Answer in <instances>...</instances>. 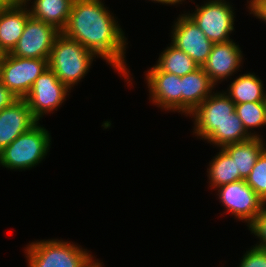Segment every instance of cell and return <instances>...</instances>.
Returning <instances> with one entry per match:
<instances>
[{
    "mask_svg": "<svg viewBox=\"0 0 266 267\" xmlns=\"http://www.w3.org/2000/svg\"><path fill=\"white\" fill-rule=\"evenodd\" d=\"M224 92L235 104L266 101L263 81L254 73H246L234 78Z\"/></svg>",
    "mask_w": 266,
    "mask_h": 267,
    "instance_id": "d6986e66",
    "label": "cell"
},
{
    "mask_svg": "<svg viewBox=\"0 0 266 267\" xmlns=\"http://www.w3.org/2000/svg\"><path fill=\"white\" fill-rule=\"evenodd\" d=\"M216 85L202 67L181 77V114L190 115L209 95ZM214 90V91H213Z\"/></svg>",
    "mask_w": 266,
    "mask_h": 267,
    "instance_id": "2e32d148",
    "label": "cell"
},
{
    "mask_svg": "<svg viewBox=\"0 0 266 267\" xmlns=\"http://www.w3.org/2000/svg\"><path fill=\"white\" fill-rule=\"evenodd\" d=\"M245 181L266 203V149L258 157Z\"/></svg>",
    "mask_w": 266,
    "mask_h": 267,
    "instance_id": "cb8c5ba5",
    "label": "cell"
},
{
    "mask_svg": "<svg viewBox=\"0 0 266 267\" xmlns=\"http://www.w3.org/2000/svg\"><path fill=\"white\" fill-rule=\"evenodd\" d=\"M103 2L74 0L68 23L62 33L78 41L97 58L104 59L130 85L132 77L125 60L127 38L116 17Z\"/></svg>",
    "mask_w": 266,
    "mask_h": 267,
    "instance_id": "6da1fadb",
    "label": "cell"
},
{
    "mask_svg": "<svg viewBox=\"0 0 266 267\" xmlns=\"http://www.w3.org/2000/svg\"><path fill=\"white\" fill-rule=\"evenodd\" d=\"M247 3L250 14L266 23V0H249Z\"/></svg>",
    "mask_w": 266,
    "mask_h": 267,
    "instance_id": "4316f807",
    "label": "cell"
},
{
    "mask_svg": "<svg viewBox=\"0 0 266 267\" xmlns=\"http://www.w3.org/2000/svg\"><path fill=\"white\" fill-rule=\"evenodd\" d=\"M24 250L29 267H87L94 260L87 249L63 239L29 242Z\"/></svg>",
    "mask_w": 266,
    "mask_h": 267,
    "instance_id": "277c9868",
    "label": "cell"
},
{
    "mask_svg": "<svg viewBox=\"0 0 266 267\" xmlns=\"http://www.w3.org/2000/svg\"><path fill=\"white\" fill-rule=\"evenodd\" d=\"M15 2H25L26 0H14Z\"/></svg>",
    "mask_w": 266,
    "mask_h": 267,
    "instance_id": "1f68e13d",
    "label": "cell"
},
{
    "mask_svg": "<svg viewBox=\"0 0 266 267\" xmlns=\"http://www.w3.org/2000/svg\"><path fill=\"white\" fill-rule=\"evenodd\" d=\"M247 227L251 234L259 239L255 247L266 249V203L262 211Z\"/></svg>",
    "mask_w": 266,
    "mask_h": 267,
    "instance_id": "d4e9b609",
    "label": "cell"
},
{
    "mask_svg": "<svg viewBox=\"0 0 266 267\" xmlns=\"http://www.w3.org/2000/svg\"><path fill=\"white\" fill-rule=\"evenodd\" d=\"M162 72H168L182 77L199 68L196 62L185 52L170 43L159 55L155 64Z\"/></svg>",
    "mask_w": 266,
    "mask_h": 267,
    "instance_id": "7402d4cb",
    "label": "cell"
},
{
    "mask_svg": "<svg viewBox=\"0 0 266 267\" xmlns=\"http://www.w3.org/2000/svg\"><path fill=\"white\" fill-rule=\"evenodd\" d=\"M38 121L33 117L25 99H18L0 111V152Z\"/></svg>",
    "mask_w": 266,
    "mask_h": 267,
    "instance_id": "5bb4252c",
    "label": "cell"
},
{
    "mask_svg": "<svg viewBox=\"0 0 266 267\" xmlns=\"http://www.w3.org/2000/svg\"><path fill=\"white\" fill-rule=\"evenodd\" d=\"M218 199L226 208L223 213L232 214L237 221L247 223V226L264 208V200L246 183L238 180L216 188Z\"/></svg>",
    "mask_w": 266,
    "mask_h": 267,
    "instance_id": "ba28073f",
    "label": "cell"
},
{
    "mask_svg": "<svg viewBox=\"0 0 266 267\" xmlns=\"http://www.w3.org/2000/svg\"><path fill=\"white\" fill-rule=\"evenodd\" d=\"M95 58L90 50L61 32L54 40L48 65L59 81L71 91L85 78Z\"/></svg>",
    "mask_w": 266,
    "mask_h": 267,
    "instance_id": "7a4b0ae2",
    "label": "cell"
},
{
    "mask_svg": "<svg viewBox=\"0 0 266 267\" xmlns=\"http://www.w3.org/2000/svg\"><path fill=\"white\" fill-rule=\"evenodd\" d=\"M195 9L186 14L213 44L232 40L230 34L235 31V12L229 1L207 0L201 6L196 5Z\"/></svg>",
    "mask_w": 266,
    "mask_h": 267,
    "instance_id": "5b68a950",
    "label": "cell"
},
{
    "mask_svg": "<svg viewBox=\"0 0 266 267\" xmlns=\"http://www.w3.org/2000/svg\"><path fill=\"white\" fill-rule=\"evenodd\" d=\"M235 112L252 137L263 138L254 128H263L266 125V101L235 104Z\"/></svg>",
    "mask_w": 266,
    "mask_h": 267,
    "instance_id": "603a6c76",
    "label": "cell"
},
{
    "mask_svg": "<svg viewBox=\"0 0 266 267\" xmlns=\"http://www.w3.org/2000/svg\"><path fill=\"white\" fill-rule=\"evenodd\" d=\"M49 131L37 122L0 152V166L9 170H27L46 158L51 148Z\"/></svg>",
    "mask_w": 266,
    "mask_h": 267,
    "instance_id": "3957f363",
    "label": "cell"
},
{
    "mask_svg": "<svg viewBox=\"0 0 266 267\" xmlns=\"http://www.w3.org/2000/svg\"><path fill=\"white\" fill-rule=\"evenodd\" d=\"M74 0H26L30 16L54 26L62 32L69 20L71 7ZM30 2L32 4L30 8Z\"/></svg>",
    "mask_w": 266,
    "mask_h": 267,
    "instance_id": "e0dca14e",
    "label": "cell"
},
{
    "mask_svg": "<svg viewBox=\"0 0 266 267\" xmlns=\"http://www.w3.org/2000/svg\"><path fill=\"white\" fill-rule=\"evenodd\" d=\"M149 100L165 111L181 113V77L162 72L156 65L146 71Z\"/></svg>",
    "mask_w": 266,
    "mask_h": 267,
    "instance_id": "7c38bea8",
    "label": "cell"
},
{
    "mask_svg": "<svg viewBox=\"0 0 266 267\" xmlns=\"http://www.w3.org/2000/svg\"><path fill=\"white\" fill-rule=\"evenodd\" d=\"M250 138L252 136L246 131L243 122L234 112L228 121L217 127L205 140L217 148H223L226 145L240 143Z\"/></svg>",
    "mask_w": 266,
    "mask_h": 267,
    "instance_id": "44dd1931",
    "label": "cell"
},
{
    "mask_svg": "<svg viewBox=\"0 0 266 267\" xmlns=\"http://www.w3.org/2000/svg\"><path fill=\"white\" fill-rule=\"evenodd\" d=\"M14 0H0V12L6 10Z\"/></svg>",
    "mask_w": 266,
    "mask_h": 267,
    "instance_id": "f546056e",
    "label": "cell"
},
{
    "mask_svg": "<svg viewBox=\"0 0 266 267\" xmlns=\"http://www.w3.org/2000/svg\"><path fill=\"white\" fill-rule=\"evenodd\" d=\"M242 52L233 39L224 43H214L202 69L217 86V83L227 81L238 70L240 71L239 68L243 65Z\"/></svg>",
    "mask_w": 266,
    "mask_h": 267,
    "instance_id": "4fadbf2b",
    "label": "cell"
},
{
    "mask_svg": "<svg viewBox=\"0 0 266 267\" xmlns=\"http://www.w3.org/2000/svg\"><path fill=\"white\" fill-rule=\"evenodd\" d=\"M209 162L207 176L209 187L214 190L220 186L240 180V173H236L235 160L223 149Z\"/></svg>",
    "mask_w": 266,
    "mask_h": 267,
    "instance_id": "ffe728a7",
    "label": "cell"
},
{
    "mask_svg": "<svg viewBox=\"0 0 266 267\" xmlns=\"http://www.w3.org/2000/svg\"><path fill=\"white\" fill-rule=\"evenodd\" d=\"M29 8L24 2H13L6 10L0 12V54L13 51L20 39L27 19Z\"/></svg>",
    "mask_w": 266,
    "mask_h": 267,
    "instance_id": "9a60e30c",
    "label": "cell"
},
{
    "mask_svg": "<svg viewBox=\"0 0 266 267\" xmlns=\"http://www.w3.org/2000/svg\"><path fill=\"white\" fill-rule=\"evenodd\" d=\"M49 59L0 56V82L18 99H24L35 80L48 68Z\"/></svg>",
    "mask_w": 266,
    "mask_h": 267,
    "instance_id": "8992f818",
    "label": "cell"
},
{
    "mask_svg": "<svg viewBox=\"0 0 266 267\" xmlns=\"http://www.w3.org/2000/svg\"><path fill=\"white\" fill-rule=\"evenodd\" d=\"M238 267H266V249L253 245L242 256Z\"/></svg>",
    "mask_w": 266,
    "mask_h": 267,
    "instance_id": "484cf974",
    "label": "cell"
},
{
    "mask_svg": "<svg viewBox=\"0 0 266 267\" xmlns=\"http://www.w3.org/2000/svg\"><path fill=\"white\" fill-rule=\"evenodd\" d=\"M150 1V0H149ZM152 2L161 3L162 5H176V4H182V2H185L184 0H151Z\"/></svg>",
    "mask_w": 266,
    "mask_h": 267,
    "instance_id": "f1b7e54d",
    "label": "cell"
},
{
    "mask_svg": "<svg viewBox=\"0 0 266 267\" xmlns=\"http://www.w3.org/2000/svg\"><path fill=\"white\" fill-rule=\"evenodd\" d=\"M103 262H100L99 259H94L87 267H103Z\"/></svg>",
    "mask_w": 266,
    "mask_h": 267,
    "instance_id": "4dcf8cb0",
    "label": "cell"
},
{
    "mask_svg": "<svg viewBox=\"0 0 266 267\" xmlns=\"http://www.w3.org/2000/svg\"><path fill=\"white\" fill-rule=\"evenodd\" d=\"M70 90L48 68L34 82L24 98L33 117L39 122L44 115L57 111L65 102Z\"/></svg>",
    "mask_w": 266,
    "mask_h": 267,
    "instance_id": "52a82bcc",
    "label": "cell"
},
{
    "mask_svg": "<svg viewBox=\"0 0 266 267\" xmlns=\"http://www.w3.org/2000/svg\"><path fill=\"white\" fill-rule=\"evenodd\" d=\"M18 98L0 82V111L12 105Z\"/></svg>",
    "mask_w": 266,
    "mask_h": 267,
    "instance_id": "83f0119b",
    "label": "cell"
},
{
    "mask_svg": "<svg viewBox=\"0 0 266 267\" xmlns=\"http://www.w3.org/2000/svg\"><path fill=\"white\" fill-rule=\"evenodd\" d=\"M60 33L54 26L30 16L10 54L21 58L49 59L54 40Z\"/></svg>",
    "mask_w": 266,
    "mask_h": 267,
    "instance_id": "30bf717a",
    "label": "cell"
},
{
    "mask_svg": "<svg viewBox=\"0 0 266 267\" xmlns=\"http://www.w3.org/2000/svg\"><path fill=\"white\" fill-rule=\"evenodd\" d=\"M171 44L189 55L202 67L211 53L213 43L186 14H179L171 30Z\"/></svg>",
    "mask_w": 266,
    "mask_h": 267,
    "instance_id": "8fae6325",
    "label": "cell"
},
{
    "mask_svg": "<svg viewBox=\"0 0 266 267\" xmlns=\"http://www.w3.org/2000/svg\"><path fill=\"white\" fill-rule=\"evenodd\" d=\"M235 103L222 90L209 95L190 115L193 118V134L206 139L217 127L231 118Z\"/></svg>",
    "mask_w": 266,
    "mask_h": 267,
    "instance_id": "9c48e42d",
    "label": "cell"
},
{
    "mask_svg": "<svg viewBox=\"0 0 266 267\" xmlns=\"http://www.w3.org/2000/svg\"><path fill=\"white\" fill-rule=\"evenodd\" d=\"M263 140L261 137H252L249 140L223 147L235 160L236 173H240V180L248 177L258 157L266 149V143Z\"/></svg>",
    "mask_w": 266,
    "mask_h": 267,
    "instance_id": "ac0fdd59",
    "label": "cell"
}]
</instances>
